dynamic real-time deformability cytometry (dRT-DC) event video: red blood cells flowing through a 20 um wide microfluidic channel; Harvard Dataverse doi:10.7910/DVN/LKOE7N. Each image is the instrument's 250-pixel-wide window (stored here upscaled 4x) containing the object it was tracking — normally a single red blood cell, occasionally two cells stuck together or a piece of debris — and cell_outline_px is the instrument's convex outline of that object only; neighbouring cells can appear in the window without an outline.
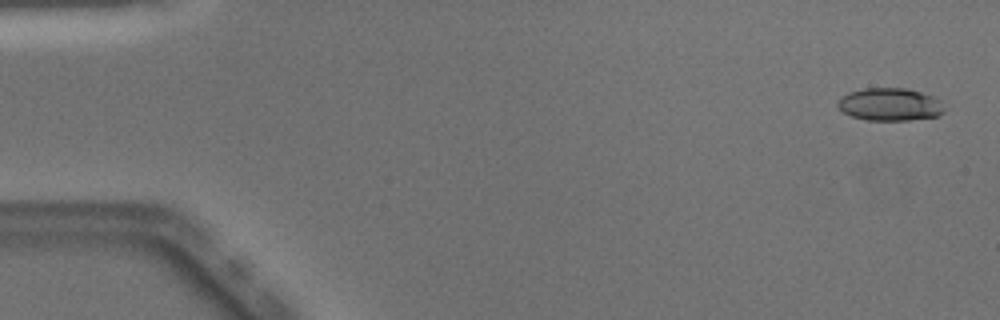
{"species": "Egyptian fruit bat (a non-hibernating species)", "species_latin": "Rousettus aegyptiacus", "temperature_condition": "warm", "stored_images_in_passage": 50, "camera_frame_rate_fps": 3000, "um_per_image_px": 0.085, "animal": {"sex": "male"}, "frame": {"image": 1, "passage_image": 2, "time_ms": 0.333, "image_size_px": [1000, 320], "cell_outline_px": [[944, 112], [936, 116], [908, 120], [868, 120], [852, 116], [844, 112], [836, 104], [848, 92], [864, 88], [904, 88], [936, 96], [940, 100], [944, 108]], "centroid_in_image_um": [75.67, 8.87], "position_along_channel_um": 9.3, "area_um2": 20.17}}
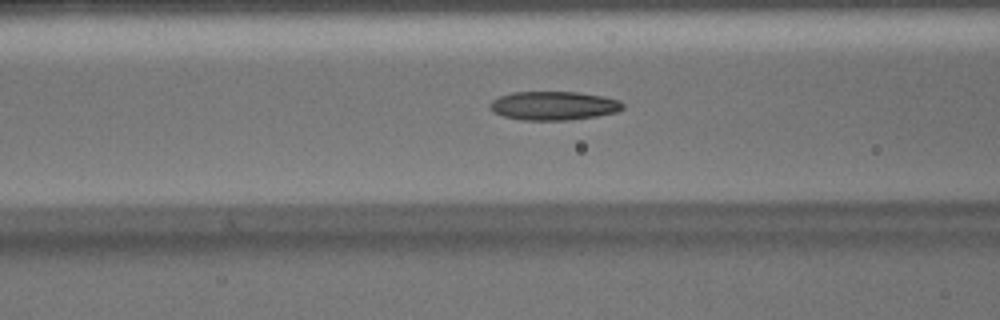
{"frame": {"image": 2, "passage_image": 20, "time_ms": 6.333, "image_size_px": [1000, 320], "cell_outline_px": [[624, 108], [616, 112], [596, 116], [568, 120], [524, 120], [504, 116], [492, 112], [488, 108], [488, 104], [492, 100], [500, 96], [512, 92], [580, 92], [604, 96], [620, 100], [624, 104]], "centroid_in_image_um": [47.05, 8.98], "position_along_channel_um": 119.5, "area_um2": 22.43}}
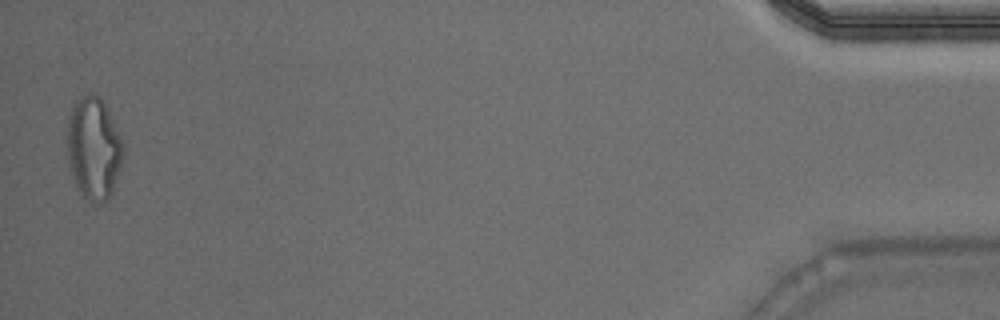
{"frame": {"image": 3, "passage_image": 49, "time_ms": 16.0, "image_size_px": [1000, 320], "cell_outline_px": [[124, 152], [112, 192], [108, 200], [100, 204], [92, 204], [80, 196], [76, 188], [68, 168], [64, 140], [68, 116], [72, 104], [80, 96], [88, 92], [96, 92], [104, 100], [124, 144]], "centroid_in_image_um": [7.9, 12.59], "position_along_channel_um": 427.3, "area_um2": 35.08}, "authors_computed_cell_mechanics": {"area_um2": 21.8484, "velocity_mm_per_s": 4.0943, "shape_relaxation_time_tau1_ms": null, "shape_relaxation_time_tau2_ms": 2.78, "deformation_change_tau1": null, "deformation_change_tau2": 0.1225}}